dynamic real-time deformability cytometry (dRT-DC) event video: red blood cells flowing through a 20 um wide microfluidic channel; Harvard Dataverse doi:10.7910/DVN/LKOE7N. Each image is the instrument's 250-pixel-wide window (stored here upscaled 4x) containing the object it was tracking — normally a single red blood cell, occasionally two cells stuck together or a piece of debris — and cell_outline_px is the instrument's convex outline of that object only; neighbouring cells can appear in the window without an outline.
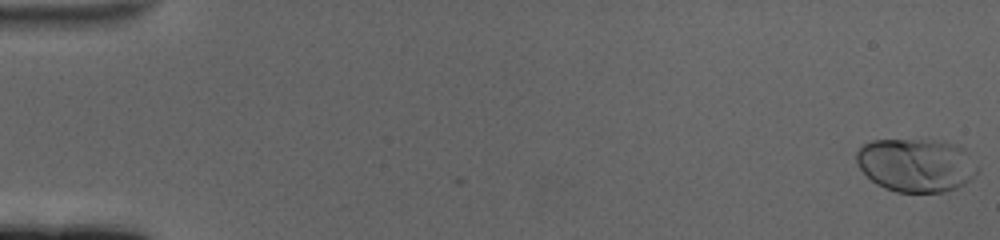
{"species": "human", "species_latin": "Homo sapiens", "temperature_condition": "cold", "stored_images_in_passage": 61, "camera_frame_rate_fps": 3000, "um_per_image_px": 0.085, "donor": {"sex": "female"}, "frame": {"image": 1, "passage_image": 1, "time_ms": 0.0, "image_size_px": [1000, 240], "cell_outline_px": [[980, 168], [972, 180], [956, 188], [944, 192], [896, 192], [884, 188], [876, 184], [856, 164], [856, 152], [864, 144], [872, 140], [944, 140], [960, 144], [964, 148]], "centroid_in_image_um": [77.92, 14.02], "position_along_channel_um": 7.1, "area_um2": 38.26}}
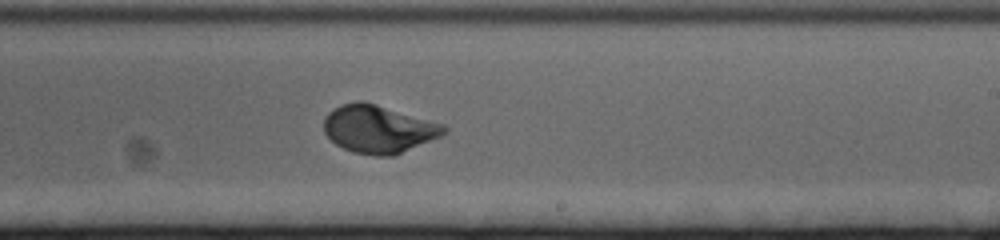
{"frame": {"image": 2, "passage_image": 38, "time_ms": 12.333, "image_size_px": [1000, 240], "cell_outline_px": [[448, 132], [440, 136], [396, 156], [372, 156], [352, 152], [336, 144], [324, 132], [324, 116], [328, 112], [340, 104], [360, 100], [376, 104], [444, 124], [448, 128]], "centroid_in_image_um": [32.17, 10.98], "position_along_channel_um": 256.8, "area_um2": 33.7}}
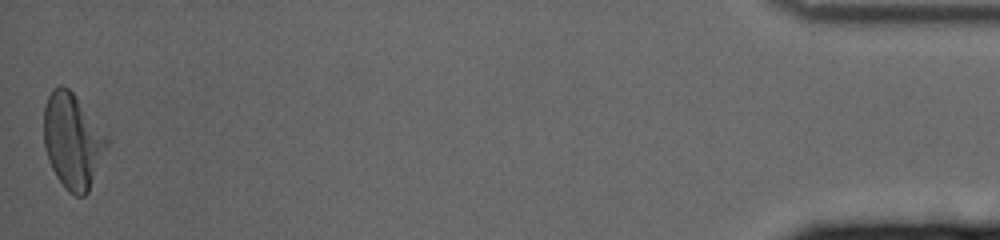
{"frame": {"image": 3, "passage_image": 61, "time_ms": 20.0, "image_size_px": [1000, 240], "cell_outline_px": [[112, 140], [88, 192], [84, 196], [76, 196], [68, 192], [64, 188], [56, 176], [48, 160], [44, 148], [44, 104], [52, 88], [60, 84], [68, 88], [76, 96]], "centroid_in_image_um": [6.2, 11.98], "position_along_channel_um": 429.0, "area_um2": 35.6}, "authors_computed_cell_mechanics": {"area_um2": 33.6974, "velocity_mm_per_s": 3.3644, "shape_relaxation_time_tau1_ms": 2.9066, "shape_relaxation_time_tau2_ms": null, "deformation_change_tau1": 0.1736, "deformation_change_tau2": null}}